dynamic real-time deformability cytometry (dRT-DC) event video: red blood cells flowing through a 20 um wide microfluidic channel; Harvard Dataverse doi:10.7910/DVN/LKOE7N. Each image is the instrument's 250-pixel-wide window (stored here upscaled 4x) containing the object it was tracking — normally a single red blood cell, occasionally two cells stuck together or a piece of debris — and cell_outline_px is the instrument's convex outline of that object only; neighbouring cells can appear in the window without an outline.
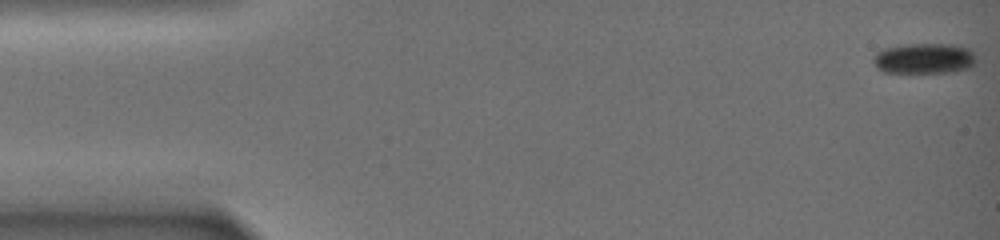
{"species": "common noctule bat (a hibernating species)", "species_latin": "Nyctalus noctula", "temperature_condition": "warm", "stored_images_in_passage": 83, "camera_frame_rate_fps": 3000, "um_per_image_px": 0.085, "animal": {"sex": "female", "body_mass_g": 19.0, "forearm_length_mm": 51.5}, "frame": {"image": 1, "passage_image": 1, "time_ms": 0.0, "image_size_px": [1000, 240], "cell_outline_px": [[976, 64], [972, 68], [952, 72], [884, 72], [876, 68], [872, 60], [876, 52], [884, 48], [908, 44], [952, 44], [968, 48], [976, 56]], "centroid_in_image_um": [78.58, 4.97], "position_along_channel_um": 6.4, "area_um2": 18.5}}
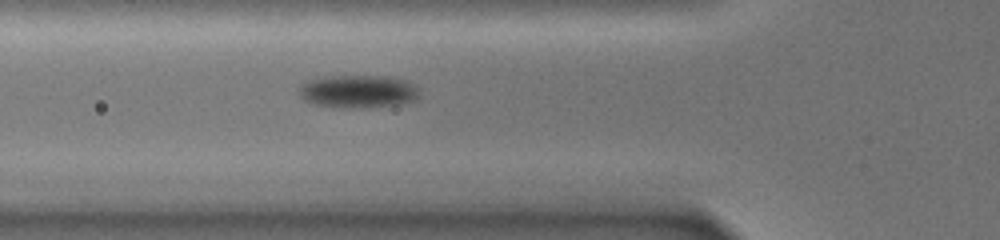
{"frame": {"image": 2, "passage_image": 59, "time_ms": 9.667, "image_size_px": [1000, 240], "cell_outline_px": [[420, 88], [416, 100], [396, 104], [364, 108], [340, 108], [316, 104], [304, 100], [300, 96], [300, 84], [308, 80], [324, 76], [380, 76], [404, 80]], "centroid_in_image_um": [30.41, 7.77], "position_along_channel_um": 95.4, "area_um2": 23.0}}
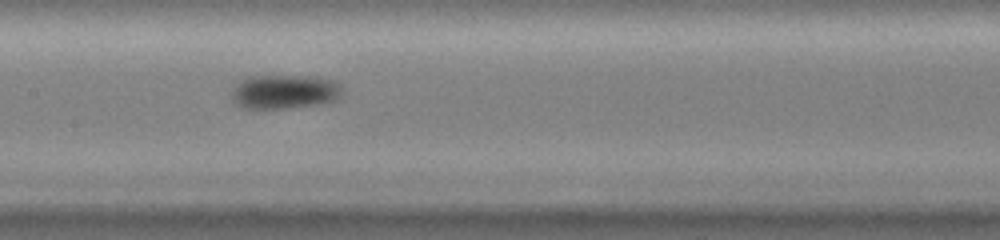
{"frame": {"image": 3, "passage_image": 82, "time_ms": 13.333, "image_size_px": [1000, 240], "cell_outline_px": [[344, 92], [336, 100], [320, 104], [284, 108], [240, 108], [232, 100], [232, 88], [240, 80], [248, 76], [308, 76], [336, 80], [340, 84]], "centroid_in_image_um": [24.19, 7.79], "position_along_channel_um": 183.2, "area_um2": 22.25}}